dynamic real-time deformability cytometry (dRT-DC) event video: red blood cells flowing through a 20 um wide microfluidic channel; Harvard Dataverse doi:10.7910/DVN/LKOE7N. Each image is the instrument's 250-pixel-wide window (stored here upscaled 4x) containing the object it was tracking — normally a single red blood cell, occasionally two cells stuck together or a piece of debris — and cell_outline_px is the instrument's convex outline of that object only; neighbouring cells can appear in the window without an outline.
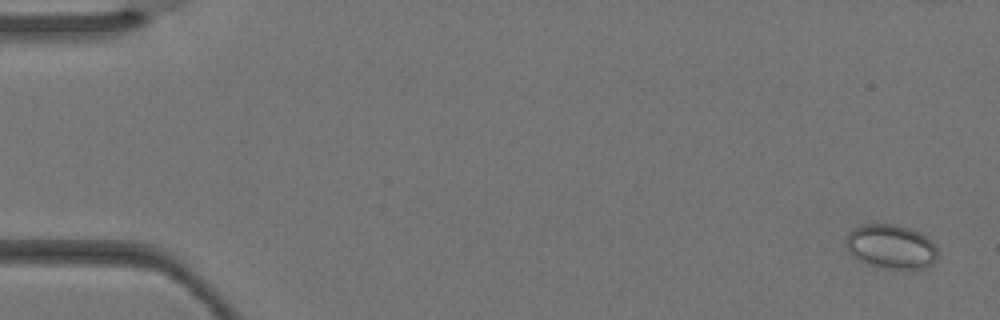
{"species": "Egyptian fruit bat (a non-hibernating species)", "species_latin": "Rousettus aegyptiacus", "temperature_condition": "warm", "stored_images_in_passage": 6, "camera_frame_rate_fps": 3000, "um_per_image_px": 0.085, "animal": {"sex": "female"}, "frame": {"image": 1, "passage_image": 1, "time_ms": 0.0, "image_size_px": [1000, 320], "cell_outline_px": [[936, 260], [932, 264], [924, 268], [876, 268], [860, 260], [848, 252], [844, 244], [844, 240], [848, 232], [852, 228], [860, 224], [896, 224], [920, 232], [932, 240], [936, 244]], "centroid_in_image_um": [75.7, 20.94], "position_along_channel_um": 9.3, "area_um2": 23.99}}
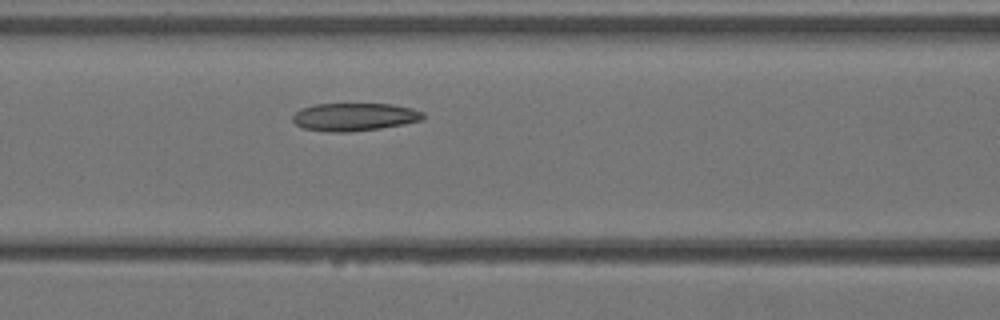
{"frame": {"image": 2, "passage_image": 6, "time_ms": 1.667, "image_size_px": [1000, 320], "cell_outline_px": [[424, 120], [404, 124], [380, 128], [348, 132], [332, 132], [304, 128], [296, 124], [292, 120], [292, 116], [300, 108], [316, 104], [392, 104], [412, 108], [424, 112]], "centroid_in_image_um": [30.15, 9.93], "position_along_channel_um": 136.5, "area_um2": 21.21}}